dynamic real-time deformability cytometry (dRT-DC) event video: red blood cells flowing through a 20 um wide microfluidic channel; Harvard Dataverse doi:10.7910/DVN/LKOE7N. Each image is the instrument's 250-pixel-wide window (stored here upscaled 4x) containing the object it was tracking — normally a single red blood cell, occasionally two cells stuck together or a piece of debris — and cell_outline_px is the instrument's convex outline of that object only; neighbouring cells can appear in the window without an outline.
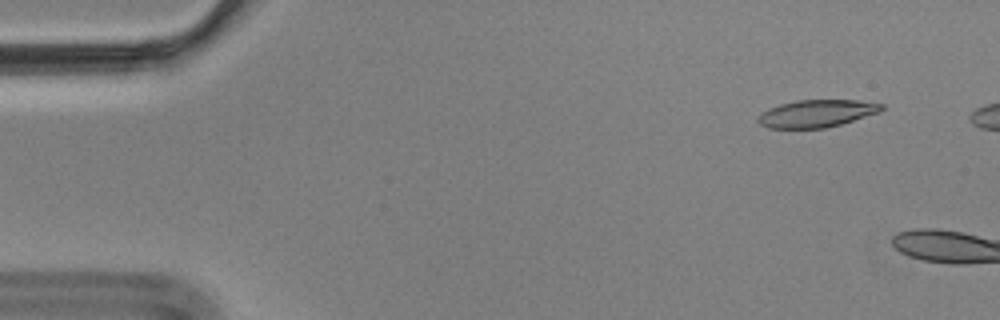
{"species": "Egyptian fruit bat (a non-hibernating species)", "species_latin": "Rousettus aegyptiacus", "temperature_condition": "cold", "stored_images_in_passage": 4, "camera_frame_rate_fps": 3000, "um_per_image_px": 0.085, "animal": {"sex": "male"}, "frame": {"image": 1, "passage_image": 2, "time_ms": 0.333, "image_size_px": [1000, 320], "cell_outline_px": [[884, 108], [880, 112], [840, 124], [824, 128], [768, 128], [760, 124], [756, 120], [756, 116], [760, 112], [768, 108], [780, 104], [796, 100], [860, 100], [884, 104]], "centroid_in_image_um": [69.38, 9.64], "position_along_channel_um": 15.6, "area_um2": 19.88}}